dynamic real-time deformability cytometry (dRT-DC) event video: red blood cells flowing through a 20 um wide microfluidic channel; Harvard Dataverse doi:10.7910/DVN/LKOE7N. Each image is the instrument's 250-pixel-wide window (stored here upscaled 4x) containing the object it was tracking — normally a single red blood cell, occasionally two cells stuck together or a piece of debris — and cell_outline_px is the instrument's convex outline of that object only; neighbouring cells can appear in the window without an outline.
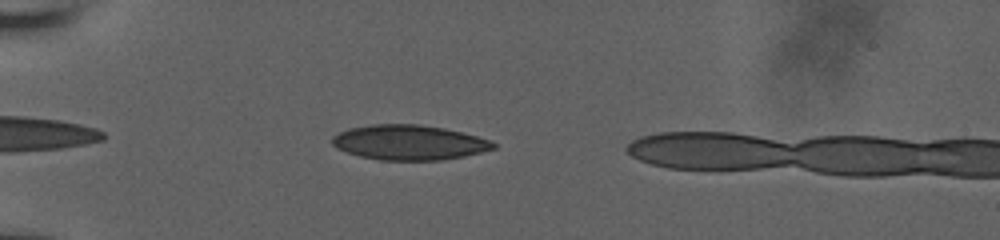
{"species": "human", "species_latin": "Homo sapiens", "temperature_condition": "room temperature", "stored_images_in_passage": 36, "camera_frame_rate_fps": 3000, "um_per_image_px": 0.085, "donor": {"sex": "male"}, "frame": {"image": 1, "passage_image": 5, "time_ms": 1.333, "image_size_px": [1000, 240], "cell_outline_px": [[496, 148], [464, 156], [440, 160], [380, 160], [360, 156], [336, 148], [332, 144], [332, 136], [348, 128], [372, 124], [420, 124], [444, 128], [492, 140], [496, 144]], "centroid_in_image_um": [34.76, 12.1], "position_along_channel_um": 50.2, "area_um2": 32.77}}
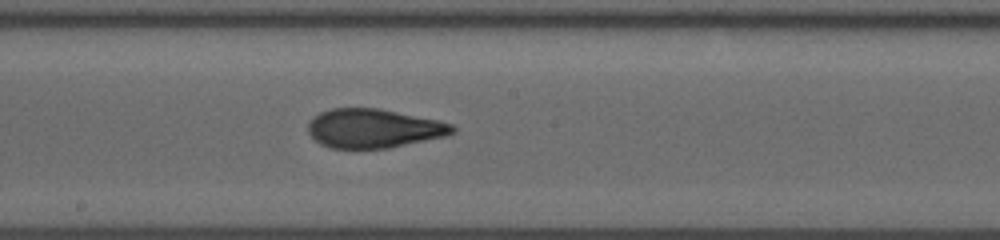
{"frame": {"image": 2, "passage_image": 20, "time_ms": 6.333, "image_size_px": [1000, 240], "cell_outline_px": [[456, 132], [444, 136], [388, 148], [328, 148], [320, 144], [308, 132], [308, 124], [312, 116], [320, 112], [332, 108], [380, 108], [436, 120], [452, 124], [456, 128]], "centroid_in_image_um": [31.72, 10.91], "position_along_channel_um": 216.5, "area_um2": 32.71}}
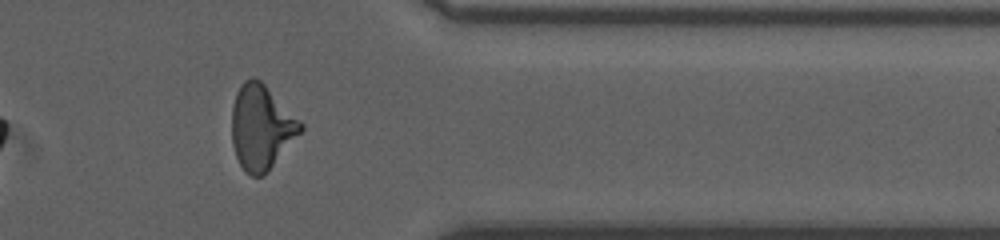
{"frame": {"image": 3, "passage_image": 33, "time_ms": 10.667, "image_size_px": [1000, 240], "cell_outline_px": [[304, 128], [268, 172], [264, 176], [252, 176], [244, 172], [236, 156], [232, 144], [232, 108], [236, 92], [240, 84], [244, 80], [252, 76], [260, 80], [304, 124]], "centroid_in_image_um": [22.2, 10.82], "position_along_channel_um": 389.2, "area_um2": 33.93}}